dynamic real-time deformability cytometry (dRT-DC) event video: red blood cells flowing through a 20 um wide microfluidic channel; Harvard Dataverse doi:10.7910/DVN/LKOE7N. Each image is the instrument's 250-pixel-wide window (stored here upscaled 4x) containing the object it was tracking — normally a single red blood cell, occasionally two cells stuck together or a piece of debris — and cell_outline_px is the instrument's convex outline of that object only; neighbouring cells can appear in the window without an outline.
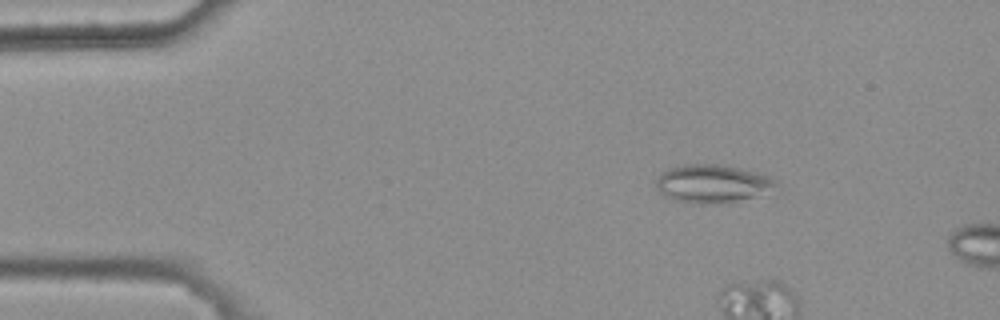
{"species": "common noctule bat (a hibernating species)", "species_latin": "Nyctalus noctula", "temperature_condition": "warm", "stored_images_in_passage": 7, "camera_frame_rate_fps": 3000, "um_per_image_px": 0.085, "animal": {"sex": "female", "body_mass_g": 25.1}, "frame": {"image": 1, "passage_image": 3, "time_ms": 0.667, "image_size_px": [1000, 320], "cell_outline_px": [[780, 184], [776, 196], [720, 204], [692, 204], [676, 200], [664, 196], [656, 188], [656, 180], [660, 172], [684, 164], [716, 164], [756, 172], [768, 176], [776, 180]], "centroid_in_image_um": [60.73, 15.67], "position_along_channel_um": 24.3, "area_um2": 27.98}}